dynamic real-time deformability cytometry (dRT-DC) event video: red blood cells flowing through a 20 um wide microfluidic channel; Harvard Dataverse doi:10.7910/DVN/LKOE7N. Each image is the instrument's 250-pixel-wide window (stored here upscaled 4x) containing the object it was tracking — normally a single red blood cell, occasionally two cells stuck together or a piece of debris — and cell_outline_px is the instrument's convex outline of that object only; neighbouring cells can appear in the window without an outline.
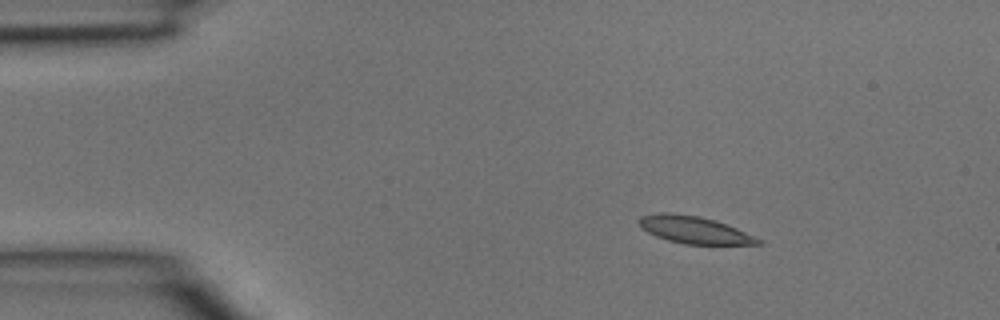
{"species": "common noctule bat (a hibernating species)", "species_latin": "Nyctalus noctula", "temperature_condition": "room temperature", "stored_images_in_passage": 3, "camera_frame_rate_fps": 3000, "um_per_image_px": 0.085, "animal": {"sex": "male", "body_mass_g": 15.6}, "frame": {"image": 1, "passage_image": 1, "time_ms": 0.0, "image_size_px": [1000, 320], "cell_outline_px": [[764, 244], [684, 244], [668, 240], [656, 236], [640, 228], [636, 220], [640, 216], [656, 212], [672, 212], [700, 216], [736, 228], [764, 240]], "centroid_in_image_um": [58.96, 19.53], "position_along_channel_um": 26.0, "area_um2": 19.02}}
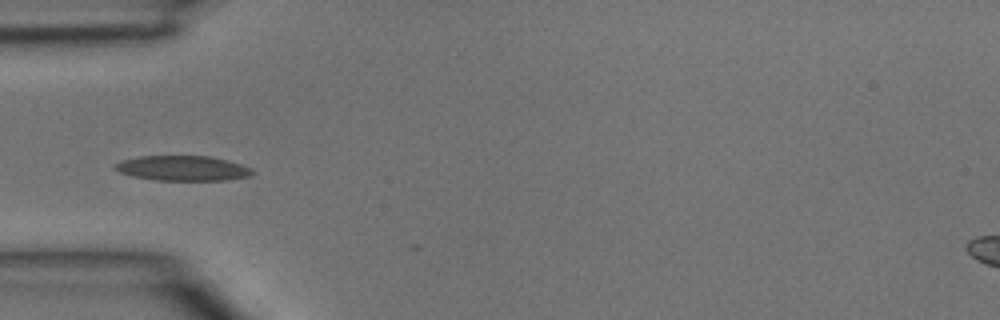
{"frame": {"image": 2, "passage_image": 3, "time_ms": 0.667, "image_size_px": [1000, 320], "cell_outline_px": [[256, 172], [252, 176], [224, 180], [156, 180], [132, 176], [120, 172], [112, 168], [116, 164], [124, 160], [140, 156], [212, 156], [228, 160], [252, 168]], "centroid_in_image_um": [15.58, 14.3], "position_along_channel_um": 69.4, "area_um2": 20.06}}